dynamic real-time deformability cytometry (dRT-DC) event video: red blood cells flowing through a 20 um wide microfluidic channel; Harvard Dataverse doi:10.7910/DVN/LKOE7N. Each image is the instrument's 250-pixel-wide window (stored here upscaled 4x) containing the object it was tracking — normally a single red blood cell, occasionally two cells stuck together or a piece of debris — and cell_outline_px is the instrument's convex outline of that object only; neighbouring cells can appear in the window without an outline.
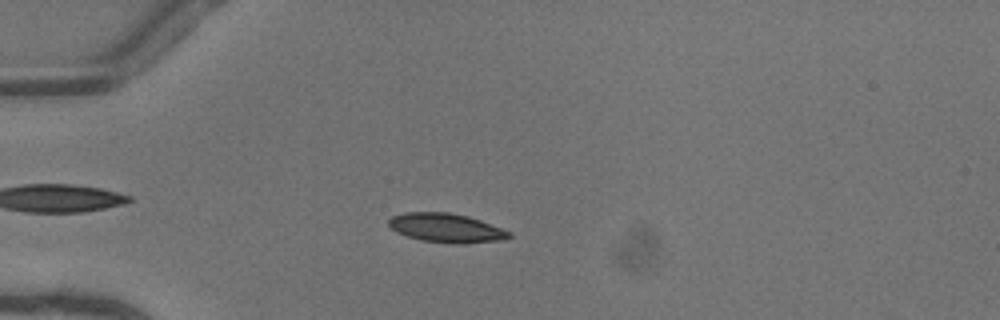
{"species": "common noctule bat (a hibernating species)", "species_latin": "Nyctalus noctula", "temperature_condition": "warm", "stored_images_in_passage": 52, "camera_frame_rate_fps": 3000, "um_per_image_px": 0.085, "animal": {"sex": "female"}, "frame": {"image": 1, "passage_image": 15, "time_ms": 4.667, "image_size_px": [1000, 320], "cell_outline_px": [[512, 236], [504, 240], [460, 244], [452, 244], [420, 240], [396, 232], [388, 224], [388, 220], [392, 216], [404, 212], [448, 212], [468, 216], [480, 220], [512, 232]], "centroid_in_image_um": [37.94, 19.38], "position_along_channel_um": 47.1, "area_um2": 20.52}}
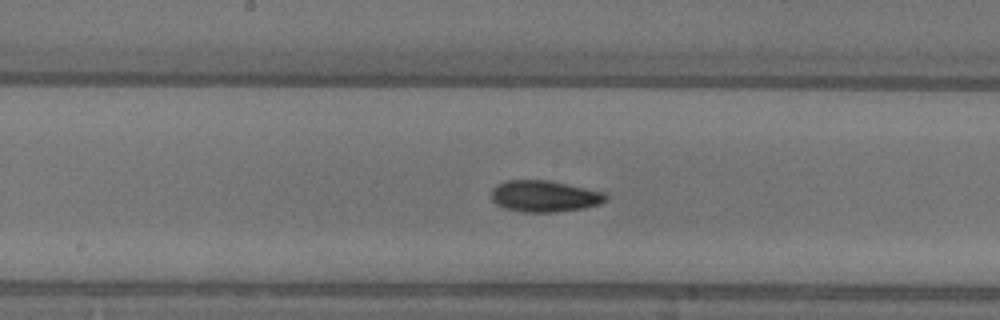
{"frame": {"image": 2, "passage_image": 28, "time_ms": 9.0, "image_size_px": [1000, 320], "cell_outline_px": [[608, 196], [600, 204], [584, 208], [556, 212], [520, 212], [504, 208], [496, 204], [492, 200], [492, 188], [508, 180], [548, 180], [604, 192]], "centroid_in_image_um": [46.27, 16.69], "position_along_channel_um": 201.9, "area_um2": 20.87}}
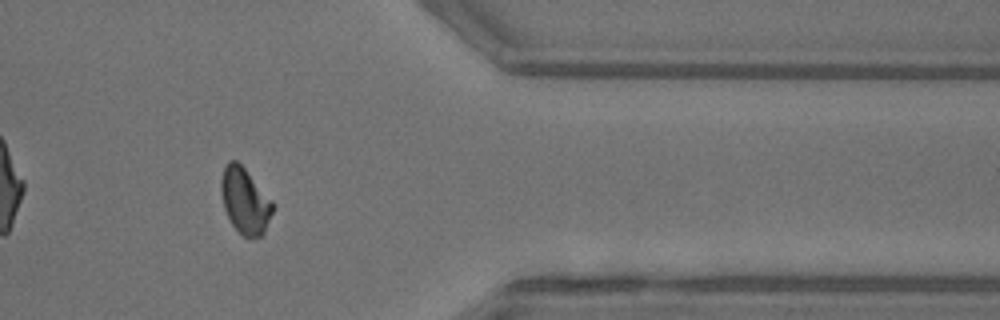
{"frame": {"image": 3, "passage_image": 43, "time_ms": 14.0, "image_size_px": [1000, 320], "cell_outline_px": [[272, 212], [264, 232], [260, 236], [248, 240], [232, 224], [224, 208], [220, 188], [220, 180], [224, 168], [228, 160], [236, 160], [244, 168], [272, 200]], "centroid_in_image_um": [20.8, 17.07], "position_along_channel_um": 390.6, "area_um2": 19.54}, "authors_computed_cell_mechanics": {"area_um2": 19.8254, "velocity_mm_per_s": 4.1032, "shape_relaxation_time_tau1_ms": 4.4024, "shape_relaxation_time_tau2_ms": 3.0524, "deformation_change_tau1": 0.1365, "deformation_change_tau2": 0.0739}}